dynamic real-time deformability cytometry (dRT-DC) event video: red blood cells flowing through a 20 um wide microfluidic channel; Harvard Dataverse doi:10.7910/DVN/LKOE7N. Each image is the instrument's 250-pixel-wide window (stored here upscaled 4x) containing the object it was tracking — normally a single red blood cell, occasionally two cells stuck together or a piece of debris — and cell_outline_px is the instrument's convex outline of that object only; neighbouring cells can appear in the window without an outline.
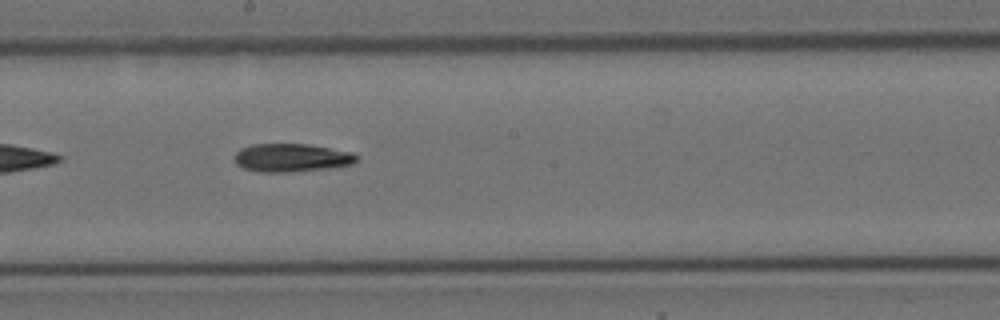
{"species": "Egyptian fruit bat (a non-hibernating species)", "species_latin": "Rousettus aegyptiacus", "temperature_condition": "cold", "stored_images_in_passage": 27, "camera_frame_rate_fps": 3000, "um_per_image_px": 0.085, "animal": {"sex": "female"}, "frame": {"image": 1, "passage_image": 16, "time_ms": 5.0, "image_size_px": [1000, 320], "cell_outline_px": [[360, 160], [352, 164], [328, 168], [288, 172], [260, 172], [244, 168], [236, 164], [232, 156], [240, 148], [252, 144], [308, 144], [352, 152], [360, 156]], "centroid_in_image_um": [24.78, 13.4], "position_along_channel_um": 223.4, "area_um2": 20.29}}
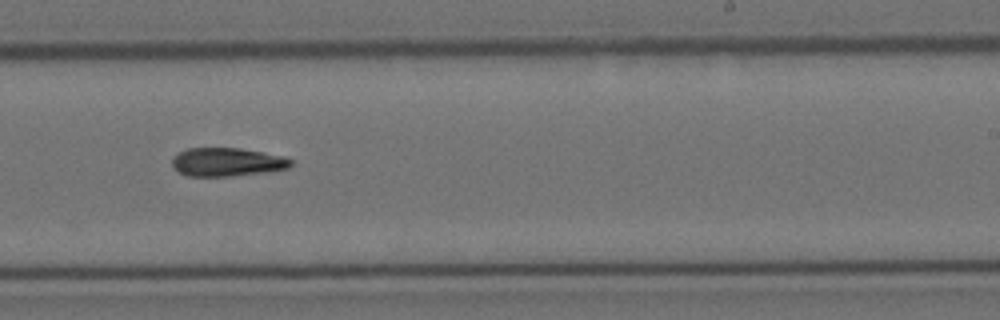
{"frame": {"image": 2, "passage_image": 20, "time_ms": 6.333, "image_size_px": [1000, 320], "cell_outline_px": [[292, 164], [288, 168], [272, 172], [232, 176], [188, 176], [172, 168], [172, 160], [180, 152], [188, 148], [240, 148], [284, 156], [292, 160]], "centroid_in_image_um": [19.34, 13.78], "position_along_channel_um": 269.7, "area_um2": 19.83}}
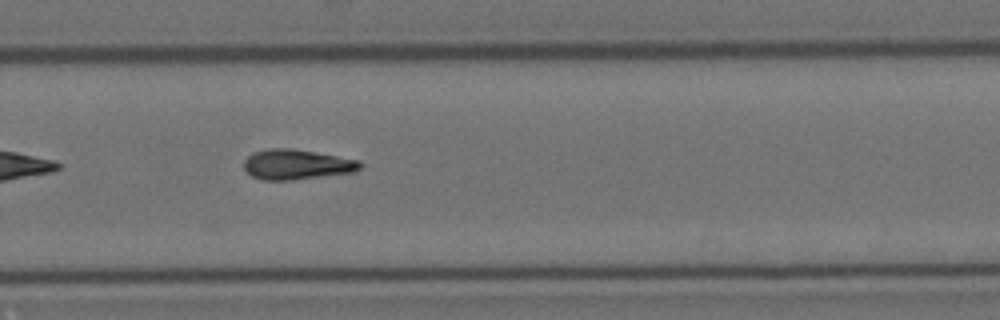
{"frame": {"image": 3, "passage_image": 23, "time_ms": 7.333, "image_size_px": [1000, 320], "cell_outline_px": [[364, 164], [360, 168], [352, 172], [292, 180], [260, 180], [252, 176], [244, 168], [244, 160], [252, 152], [268, 148], [292, 148], [360, 160]], "centroid_in_image_um": [25.19, 13.97], "position_along_channel_um": 304.6, "area_um2": 20.4}}